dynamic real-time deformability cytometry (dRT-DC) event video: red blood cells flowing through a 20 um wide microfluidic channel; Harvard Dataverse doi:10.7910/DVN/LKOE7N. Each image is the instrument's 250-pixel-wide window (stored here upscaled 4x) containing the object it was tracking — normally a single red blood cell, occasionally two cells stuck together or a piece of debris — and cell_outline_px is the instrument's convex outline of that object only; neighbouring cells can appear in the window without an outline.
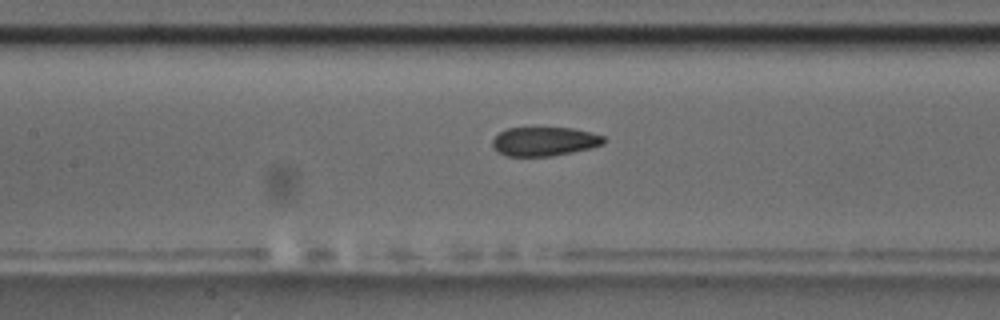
{"species": "common noctule bat (a hibernating species)", "species_latin": "Nyctalus noctula", "temperature_condition": "room temperature", "stored_images_in_passage": 33, "camera_frame_rate_fps": 3000, "um_per_image_px": 0.085, "animal": {"sex": "male", "body_mass_g": 17.5, "forearm_length_mm": 52.3}, "frame": {"image": 1, "passage_image": 10, "time_ms": 3.0, "image_size_px": [1000, 320], "cell_outline_px": [[604, 144], [592, 148], [552, 156], [508, 156], [496, 152], [492, 144], [492, 140], [500, 132], [508, 128], [572, 128], [592, 132], [604, 136]], "centroid_in_image_um": [46.28, 12.02], "position_along_channel_um": 161.1, "area_um2": 18.84}}
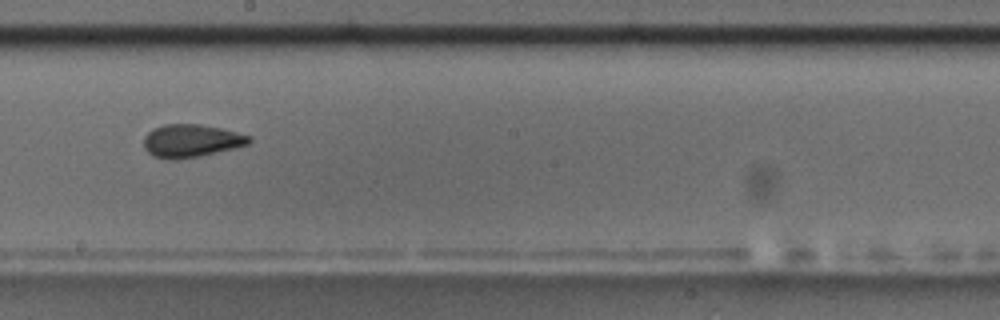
{"frame": {"image": 2, "passage_image": 16, "time_ms": 5.0, "image_size_px": [1000, 320], "cell_outline_px": [[252, 140], [248, 144], [200, 156], [176, 160], [172, 160], [152, 156], [144, 148], [144, 136], [152, 128], [164, 124], [200, 124], [220, 128], [252, 136]], "centroid_in_image_um": [16.22, 11.96], "position_along_channel_um": 232.0, "area_um2": 20.23}}
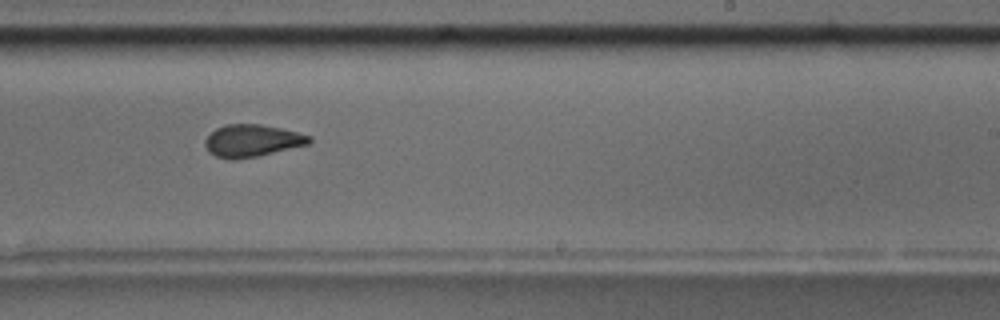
{"frame": {"image": 3, "passage_image": 19, "time_ms": 6.0, "image_size_px": [1000, 320], "cell_outline_px": [[312, 140], [308, 144], [256, 156], [236, 160], [228, 160], [216, 156], [208, 152], [204, 144], [204, 140], [216, 128], [228, 124], [260, 124], [280, 128], [312, 136]], "centroid_in_image_um": [21.39, 11.96], "position_along_channel_um": 267.6, "area_um2": 19.48}, "authors_computed_cell_mechanics": {"area_um2": 19.7098, "velocity_mm_per_s": 3.5636, "shape_relaxation_time_tau1_ms": null, "shape_relaxation_time_tau2_ms": 2.103, "deformation_change_tau1": null, "deformation_change_tau2": 0.0745}}